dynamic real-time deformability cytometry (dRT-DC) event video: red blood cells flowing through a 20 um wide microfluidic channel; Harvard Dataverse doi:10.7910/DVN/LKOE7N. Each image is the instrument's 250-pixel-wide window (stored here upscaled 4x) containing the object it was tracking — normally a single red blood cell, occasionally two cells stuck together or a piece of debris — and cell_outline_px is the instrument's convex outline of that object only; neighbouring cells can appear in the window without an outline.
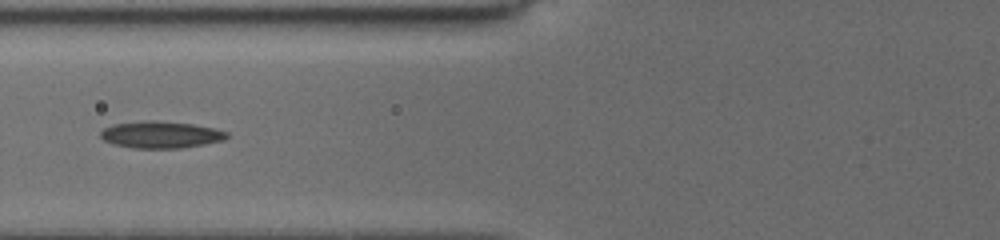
{"species": "common noctule bat (a hibernating species)", "species_latin": "Nyctalus noctula", "temperature_condition": "cold", "stored_images_in_passage": 6, "camera_frame_rate_fps": 3000, "um_per_image_px": 0.085, "animal": {"sex": "female", "body_mass_g": 19.5, "forearm_length_mm": 54.1}, "frame": {"image": 1, "passage_image": 5, "time_ms": 3.667, "image_size_px": [1000, 240], "cell_outline_px": [[228, 136], [224, 140], [204, 144], [180, 148], [132, 148], [116, 144], [104, 140], [100, 136], [100, 132], [104, 128], [112, 124], [144, 120], [156, 120], [192, 124], [212, 128], [228, 132]], "centroid_in_image_um": [13.65, 11.44], "position_along_channel_um": 112.2, "area_um2": 19.71}}